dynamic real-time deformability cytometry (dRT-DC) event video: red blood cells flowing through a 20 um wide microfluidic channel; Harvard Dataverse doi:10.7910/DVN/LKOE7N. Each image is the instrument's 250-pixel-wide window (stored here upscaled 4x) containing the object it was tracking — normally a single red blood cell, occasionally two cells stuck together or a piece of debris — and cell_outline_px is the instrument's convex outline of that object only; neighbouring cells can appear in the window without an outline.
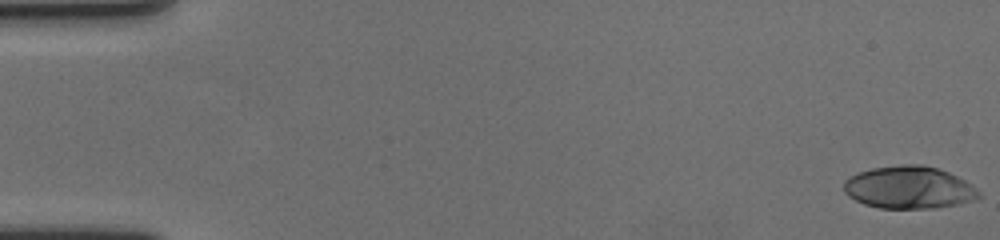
{"species": "human", "species_latin": "Homo sapiens", "temperature_condition": "cold", "stored_images_in_passage": 59, "camera_frame_rate_fps": 3000, "um_per_image_px": 0.085, "donor": {"sex": "female"}, "frame": {"image": 1, "passage_image": 1, "time_ms": 0.0, "image_size_px": [1000, 240], "cell_outline_px": [[980, 196], [976, 200], [936, 208], [880, 208], [864, 204], [848, 196], [844, 192], [844, 180], [848, 176], [856, 172], [872, 168], [900, 164], [924, 164], [948, 172], [964, 180], [976, 188], [980, 192]], "centroid_in_image_um": [77.23, 15.93], "position_along_channel_um": 7.8, "area_um2": 33.58}}
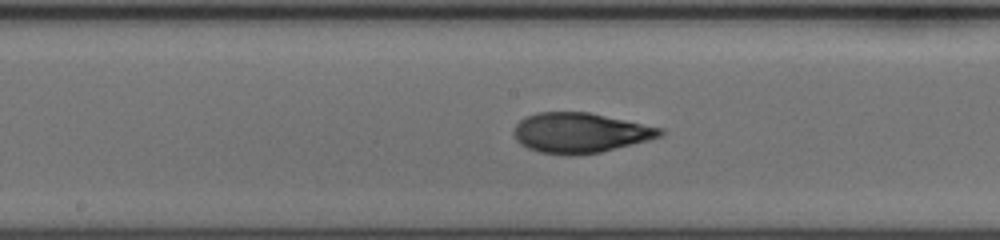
{"frame": {"image": 2, "passage_image": 31, "time_ms": 10.0, "image_size_px": [1000, 240], "cell_outline_px": [[664, 136], [600, 152], [576, 156], [564, 156], [540, 152], [528, 148], [520, 144], [516, 140], [512, 132], [516, 124], [524, 116], [536, 112], [588, 112], [664, 128]], "centroid_in_image_um": [49.29, 11.29], "position_along_channel_um": 198.9, "area_um2": 34.51}}
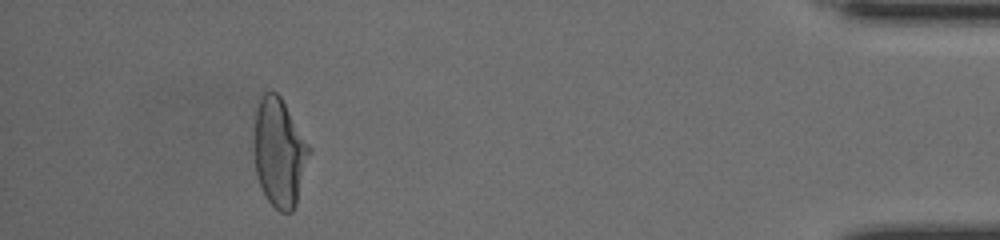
{"frame": {"image": 3, "passage_image": 54, "time_ms": 17.667, "image_size_px": [1000, 240], "cell_outline_px": [[312, 152], [296, 204], [292, 212], [280, 212], [264, 196], [260, 188], [256, 176], [252, 148], [252, 140], [256, 108], [260, 96], [268, 88], [276, 92], [280, 96], [312, 148]], "centroid_in_image_um": [23.72, 12.94], "position_along_channel_um": 411.5, "area_um2": 36.07}, "authors_computed_cell_mechanics": {"area_um2": 33.9864, "velocity_mm_per_s": 3.5685, "shape_relaxation_time_tau1_ms": 5.8977, "shape_relaxation_time_tau2_ms": 1.5147, "deformation_change_tau1": 0.2209, "deformation_change_tau2": 0.0742}}